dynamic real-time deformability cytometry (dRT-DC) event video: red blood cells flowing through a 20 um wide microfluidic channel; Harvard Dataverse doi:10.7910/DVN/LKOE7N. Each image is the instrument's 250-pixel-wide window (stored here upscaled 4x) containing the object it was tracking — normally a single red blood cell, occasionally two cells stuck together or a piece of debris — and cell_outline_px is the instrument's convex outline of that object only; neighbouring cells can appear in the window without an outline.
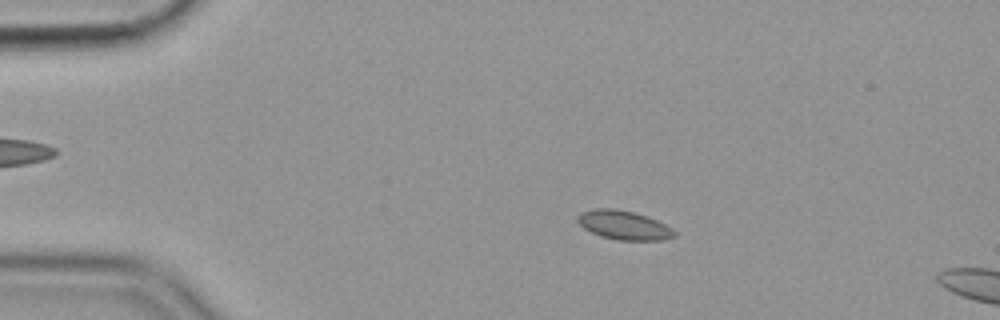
{"species": "common noctule bat (a hibernating species)", "species_latin": "Nyctalus noctula", "temperature_condition": "cold", "stored_images_in_passage": 16, "camera_frame_rate_fps": 3000, "um_per_image_px": 0.085, "animal": {"sex": "female", "body_mass_g": 19.9}, "frame": {"image": 1, "passage_image": 12, "time_ms": 3.667, "image_size_px": [1000, 320], "cell_outline_px": [[672, 232], [668, 236], [652, 240], [624, 240], [604, 236], [588, 228], [580, 220], [580, 216], [588, 212], [628, 212], [644, 216], [660, 224]], "centroid_in_image_um": [53.06, 19.2], "position_along_channel_um": 31.9, "area_um2": 13.41}}